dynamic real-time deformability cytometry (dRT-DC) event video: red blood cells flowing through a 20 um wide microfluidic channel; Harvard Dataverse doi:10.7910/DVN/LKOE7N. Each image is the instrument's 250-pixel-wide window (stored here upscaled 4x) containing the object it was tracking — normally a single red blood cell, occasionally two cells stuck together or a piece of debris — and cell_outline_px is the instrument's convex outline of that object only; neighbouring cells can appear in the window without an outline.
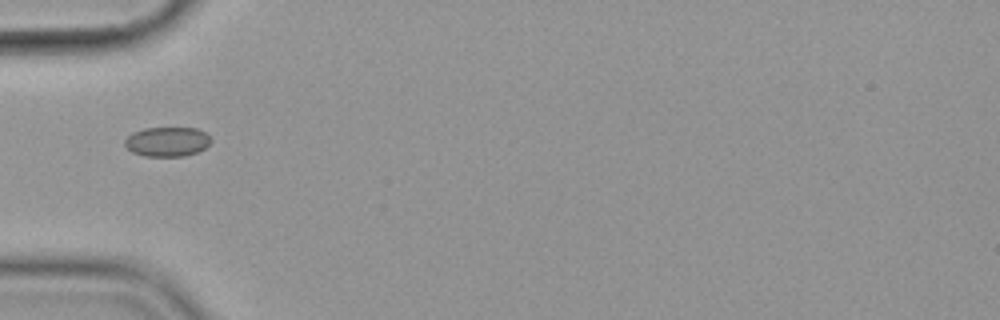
{"species": "common noctule bat (a hibernating species)", "species_latin": "Nyctalus noctula", "temperature_condition": "cold", "stored_images_in_passage": 5, "camera_frame_rate_fps": 3000, "um_per_image_px": 0.085, "animal": {"sex": "female", "body_mass_g": 19.9}, "frame": {"image": 1, "passage_image": 1, "time_ms": 0.0, "image_size_px": [1000, 320], "cell_outline_px": [[212, 140], [204, 148], [196, 152], [184, 156], [144, 156], [132, 152], [124, 144], [124, 140], [132, 132], [144, 128], [196, 128], [204, 132]], "centroid_in_image_um": [14.18, 12.04], "position_along_channel_um": 70.8, "area_um2": 14.74}}
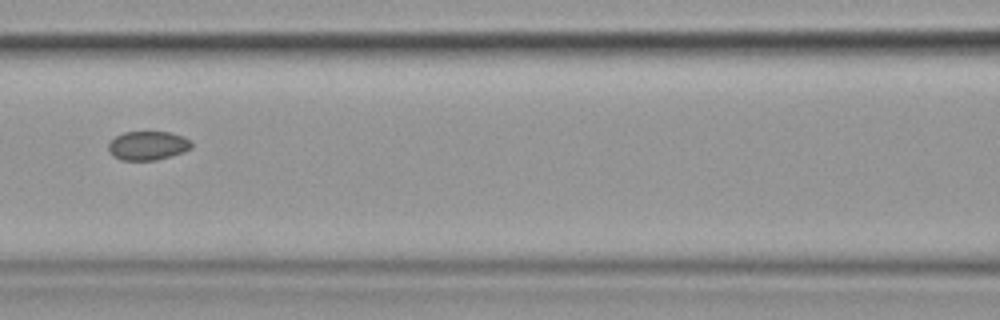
{"frame": {"image": 2, "passage_image": 3, "time_ms": 2.333, "image_size_px": [1000, 320], "cell_outline_px": [[192, 148], [184, 152], [156, 160], [120, 160], [112, 156], [108, 152], [108, 144], [116, 136], [124, 132], [172, 132], [184, 136], [192, 140]], "centroid_in_image_um": [12.58, 12.38], "position_along_channel_um": 154.0, "area_um2": 14.22}}
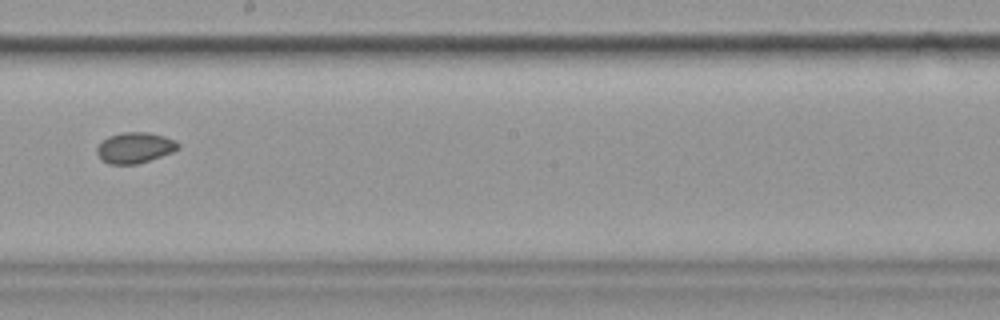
{"frame": {"image": 3, "passage_image": 5, "time_ms": 4.667, "image_size_px": [1000, 320], "cell_outline_px": [[180, 148], [172, 152], [136, 164], [108, 164], [100, 160], [96, 152], [96, 148], [108, 136], [124, 132], [148, 132], [164, 136], [176, 140], [180, 144]], "centroid_in_image_um": [11.45, 12.55], "position_along_channel_um": 236.7, "area_um2": 14.57}}